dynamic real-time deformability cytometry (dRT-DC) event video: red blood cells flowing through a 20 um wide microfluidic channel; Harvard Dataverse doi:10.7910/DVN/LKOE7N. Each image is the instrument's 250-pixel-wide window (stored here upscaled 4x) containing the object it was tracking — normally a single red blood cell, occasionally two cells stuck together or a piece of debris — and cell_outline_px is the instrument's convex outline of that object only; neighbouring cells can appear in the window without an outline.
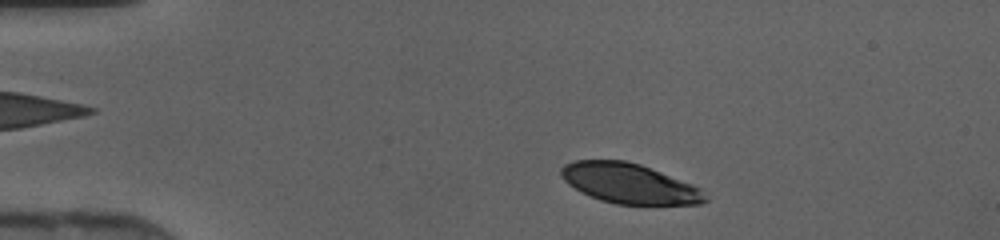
{"species": "human", "species_latin": "Homo sapiens", "temperature_condition": "cold", "stored_images_in_passage": 40, "camera_frame_rate_fps": 3000, "um_per_image_px": 0.085, "donor": {"sex": "female"}, "frame": {"image": 1, "passage_image": 3, "time_ms": 0.667, "image_size_px": [1000, 240], "cell_outline_px": [[708, 200], [700, 204], [616, 204], [600, 200], [580, 192], [568, 184], [560, 176], [560, 168], [564, 164], [576, 160], [624, 160], [640, 164], [692, 184], [700, 188], [708, 196]], "centroid_in_image_um": [53.47, 15.59], "position_along_channel_um": 31.5, "area_um2": 33.58}}
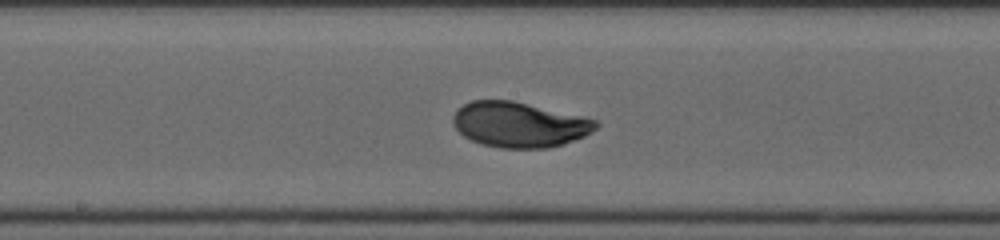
{"frame": {"image": 2, "passage_image": 19, "time_ms": 6.0, "image_size_px": [1000, 240], "cell_outline_px": [[600, 124], [592, 132], [584, 136], [564, 144], [548, 148], [500, 148], [480, 144], [464, 136], [452, 124], [452, 116], [456, 108], [472, 100], [512, 100], [584, 116], [596, 120]], "centroid_in_image_um": [44.13, 10.58], "position_along_channel_um": 204.1, "area_um2": 38.03}}
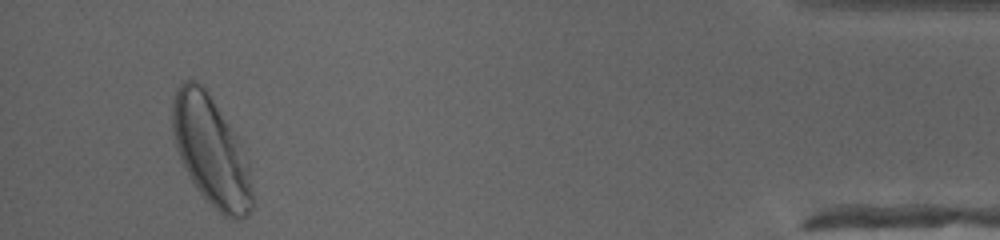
{"frame": {"image": 3, "passage_image": 38, "time_ms": 12.333, "image_size_px": [1000, 240], "cell_outline_px": [[252, 208], [248, 216], [236, 220], [232, 220], [224, 216], [196, 188], [176, 148], [172, 132], [172, 100], [176, 88], [184, 80], [196, 80], [204, 84], [236, 136], [248, 160], [252, 192]], "centroid_in_image_um": [17.94, 12.81], "position_along_channel_um": 417.3, "area_um2": 50.58}}